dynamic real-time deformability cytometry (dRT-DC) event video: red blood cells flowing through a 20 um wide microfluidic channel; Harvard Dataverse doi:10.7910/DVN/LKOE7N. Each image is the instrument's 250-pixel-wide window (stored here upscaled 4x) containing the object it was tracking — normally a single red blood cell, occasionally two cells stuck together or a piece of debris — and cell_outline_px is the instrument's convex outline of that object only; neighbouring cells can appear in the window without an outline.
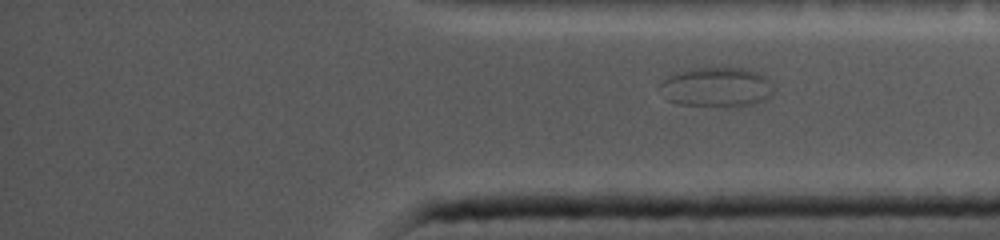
{"species": "common noctule bat (a hibernating species)", "species_latin": "Nyctalus noctula", "temperature_condition": "cold", "stored_images_in_passage": 11, "segment_of_instrument_passage": [2, 2], "camera_frame_rate_fps": 5000, "um_per_image_px": 0.085, "animal": {"sex": "female", "body_mass_g": 19.0, "forearm_length_mm": 56.7}, "frame": {"image": 1, "passage_image": 11, "time_ms": 12.6, "image_size_px": [1000, 240], "cell_outline_px": [[776, 92], [768, 100], [744, 108], [736, 108], [680, 104], [668, 100], [660, 84], [664, 80], [680, 72], [692, 68], [748, 68], [760, 72], [772, 80], [776, 88]], "centroid_in_image_um": [61.12, 7.44], "position_along_channel_um": 374.1, "area_um2": 27.05}}